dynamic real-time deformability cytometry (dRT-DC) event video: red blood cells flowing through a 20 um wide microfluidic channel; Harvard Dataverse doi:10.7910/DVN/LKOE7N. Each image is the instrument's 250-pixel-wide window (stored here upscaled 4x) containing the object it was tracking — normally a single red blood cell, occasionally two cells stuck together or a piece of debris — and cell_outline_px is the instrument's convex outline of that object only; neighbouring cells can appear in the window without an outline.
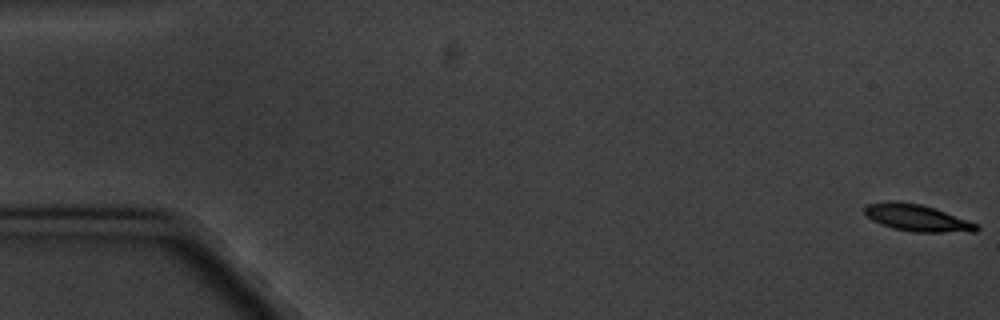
{"species": "common noctule bat (a hibernating species)", "species_latin": "Nyctalus noctula", "temperature_condition": "cold", "stored_images_in_passage": 5, "camera_frame_rate_fps": 3000, "um_per_image_px": 0.085, "animal": {"sex": "male", "body_mass_g": 20.1, "forearm_length_mm": 53.5}, "frame": {"image": 1, "passage_image": 1, "time_ms": 0.0, "image_size_px": [1000, 320], "cell_outline_px": [[980, 228], [976, 232], [912, 232], [892, 228], [880, 224], [872, 220], [864, 212], [864, 204], [888, 200], [900, 200], [920, 204], [980, 224]], "centroid_in_image_um": [77.92, 18.51], "position_along_channel_um": 7.1, "area_um2": 17.74}}
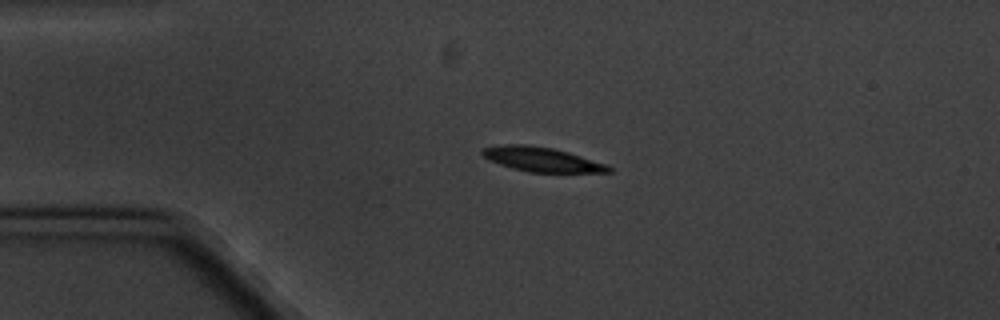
{"frame": {"image": 2, "passage_image": 4, "time_ms": 4.333, "image_size_px": [1000, 320], "cell_outline_px": [[612, 172], [528, 172], [512, 168], [488, 160], [480, 152], [484, 148], [504, 144], [528, 144], [552, 148], [568, 152], [608, 164], [612, 168]], "centroid_in_image_um": [46.06, 13.54], "position_along_channel_um": 38.9, "area_um2": 17.98}}